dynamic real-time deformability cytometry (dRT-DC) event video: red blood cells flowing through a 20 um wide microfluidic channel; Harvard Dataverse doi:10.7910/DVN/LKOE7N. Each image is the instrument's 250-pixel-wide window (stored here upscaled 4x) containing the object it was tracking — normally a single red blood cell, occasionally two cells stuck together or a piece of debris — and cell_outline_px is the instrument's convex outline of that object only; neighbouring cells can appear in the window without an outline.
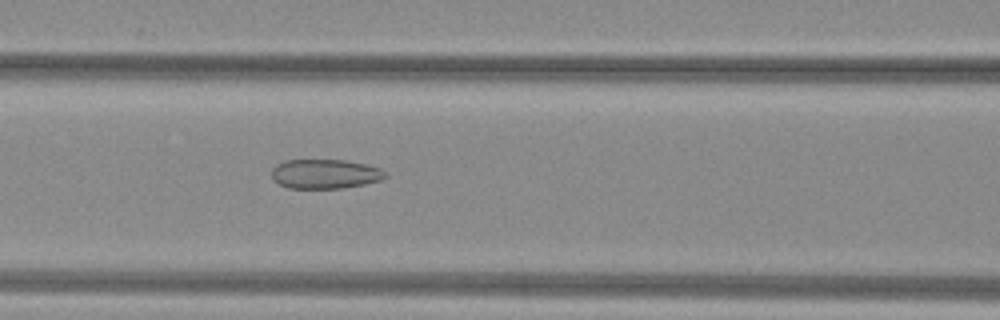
{"species": "common noctule bat (a hibernating species)", "species_latin": "Nyctalus noctula", "temperature_condition": "warm", "stored_images_in_passage": 53, "camera_frame_rate_fps": 3000, "um_per_image_px": 0.085, "animal": {"sex": "female", "body_mass_g": 29.2, "forearm_length_mm": 56.3}, "frame": {"image": 1, "passage_image": 24, "time_ms": 7.667, "image_size_px": [1000, 320], "cell_outline_px": [[388, 176], [380, 180], [364, 184], [344, 188], [288, 188], [272, 180], [272, 168], [276, 164], [284, 160], [344, 160], [368, 164], [380, 168], [388, 172]], "centroid_in_image_um": [27.64, 14.78], "position_along_channel_um": 139.0, "area_um2": 19.71}}
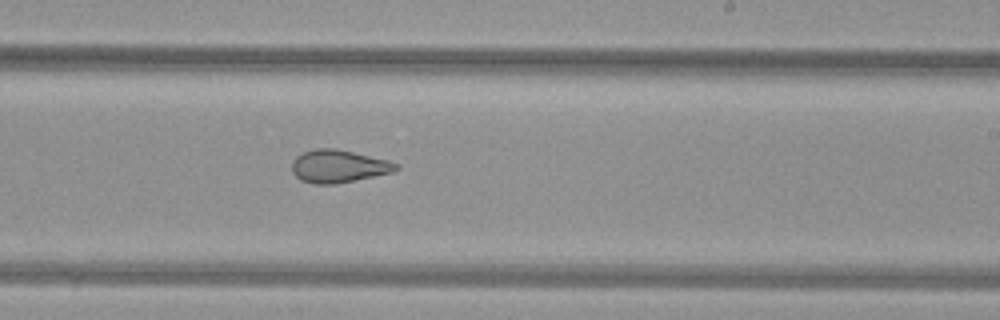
{"frame": {"image": 2, "passage_image": 33, "time_ms": 10.667, "image_size_px": [1000, 320], "cell_outline_px": [[400, 168], [392, 172], [336, 184], [312, 184], [300, 180], [292, 172], [292, 160], [296, 156], [312, 148], [336, 148], [388, 160], [400, 164]], "centroid_in_image_um": [28.75, 14.13], "position_along_channel_um": 260.2, "area_um2": 20.0}}
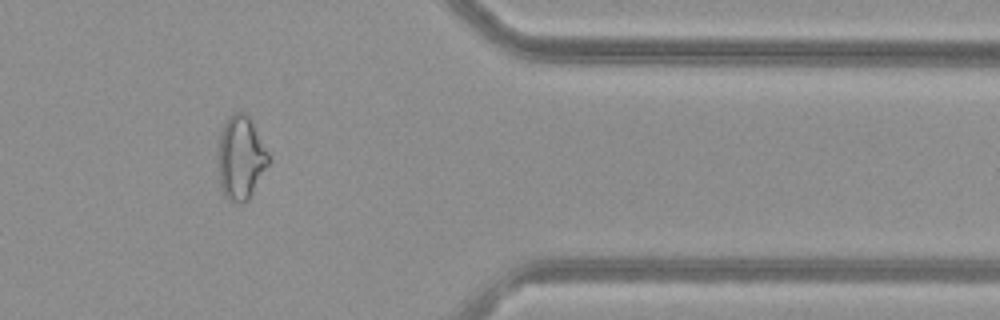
{"frame": {"image": 3, "passage_image": 44, "time_ms": 14.333, "image_size_px": [1000, 320], "cell_outline_px": [[272, 160], [248, 200], [240, 204], [228, 200], [224, 196], [220, 188], [220, 132], [224, 120], [232, 112], [244, 112], [248, 116], [268, 152]], "centroid_in_image_um": [20.49, 13.42], "position_along_channel_um": 390.9, "area_um2": 24.45}, "authors_computed_cell_mechanics": {"area_um2": 25.2008, "velocity_mm_per_s": 4.0523, "shape_relaxation_time_tau1_ms": null, "shape_relaxation_time_tau2_ms": 1.854, "deformation_change_tau1": null, "deformation_change_tau2": 0.0926}}